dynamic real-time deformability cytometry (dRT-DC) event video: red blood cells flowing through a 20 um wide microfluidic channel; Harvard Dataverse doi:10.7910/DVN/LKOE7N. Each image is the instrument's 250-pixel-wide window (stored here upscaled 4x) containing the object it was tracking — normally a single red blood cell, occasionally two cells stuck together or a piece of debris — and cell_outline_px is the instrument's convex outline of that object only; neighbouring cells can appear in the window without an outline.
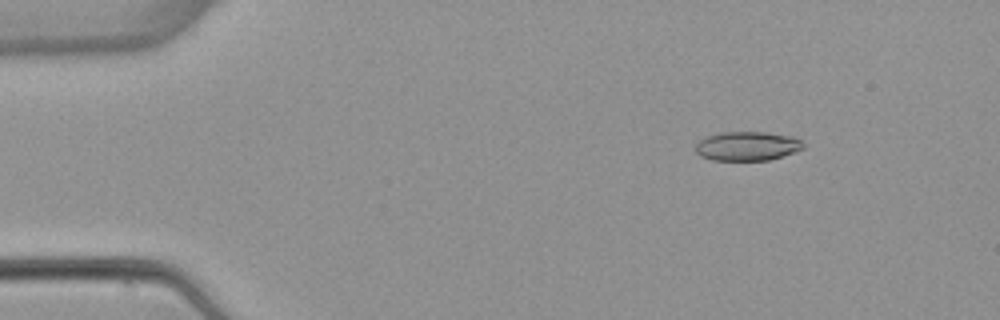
{"species": "common noctule bat (a hibernating species)", "species_latin": "Nyctalus noctula", "temperature_condition": "warm", "stored_images_in_passage": 4, "camera_frame_rate_fps": 3000, "um_per_image_px": 0.085, "animal": {"sex": "female", "body_mass_g": 22.7, "forearm_length_mm": 54.2}, "frame": {"image": 1, "passage_image": 4, "time_ms": 3.667, "image_size_px": [1000, 320], "cell_outline_px": [[804, 148], [796, 152], [768, 160], [712, 160], [700, 156], [696, 152], [696, 144], [700, 140], [708, 136], [720, 132], [764, 132], [792, 136], [800, 140], [804, 144]], "centroid_in_image_um": [63.53, 12.42], "position_along_channel_um": 21.5, "area_um2": 18.26}}